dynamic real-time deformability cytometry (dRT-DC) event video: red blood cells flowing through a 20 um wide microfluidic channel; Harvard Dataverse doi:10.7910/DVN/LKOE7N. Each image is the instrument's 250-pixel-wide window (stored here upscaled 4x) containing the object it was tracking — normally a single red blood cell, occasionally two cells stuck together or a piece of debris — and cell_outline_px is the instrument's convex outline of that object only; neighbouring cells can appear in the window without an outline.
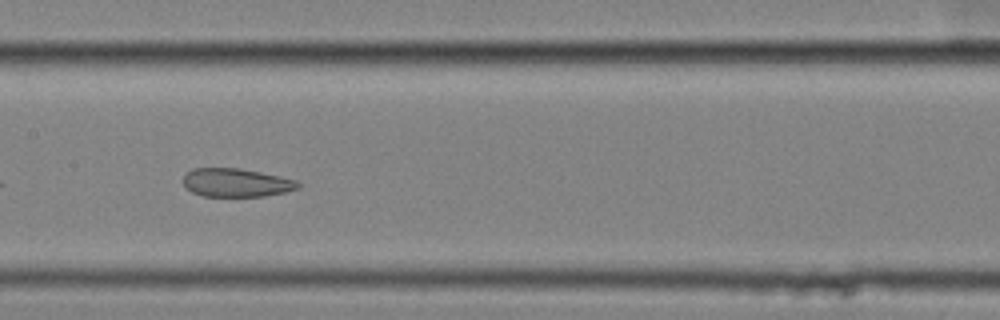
{"species": "common noctule bat (a hibernating species)", "species_latin": "Nyctalus noctula", "temperature_condition": "cold", "stored_images_in_passage": 26, "camera_frame_rate_fps": 3000, "um_per_image_px": 0.085, "animal": {"sex": "female", "body_mass_g": 25.1}, "frame": {"image": 1, "passage_image": 12, "time_ms": 3.667, "image_size_px": [1000, 320], "cell_outline_px": [[300, 188], [284, 192], [264, 196], [204, 196], [192, 192], [184, 188], [184, 176], [192, 168], [240, 168], [280, 176], [296, 180], [300, 184]], "centroid_in_image_um": [20.07, 15.52], "position_along_channel_um": 187.3, "area_um2": 19.02}}
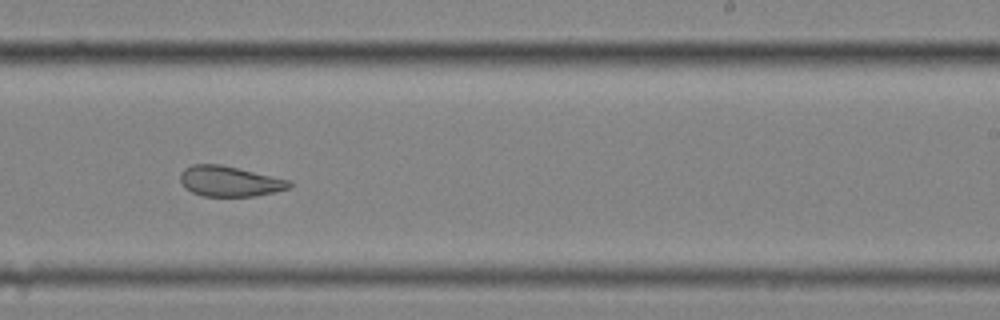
{"frame": {"image": 2, "passage_image": 19, "time_ms": 6.0, "image_size_px": [1000, 320], "cell_outline_px": [[292, 184], [288, 188], [276, 192], [256, 196], [204, 196], [192, 192], [184, 188], [180, 180], [180, 172], [184, 168], [192, 164], [220, 164], [292, 180]], "centroid_in_image_um": [19.51, 15.4], "position_along_channel_um": 269.5, "area_um2": 19.48}}
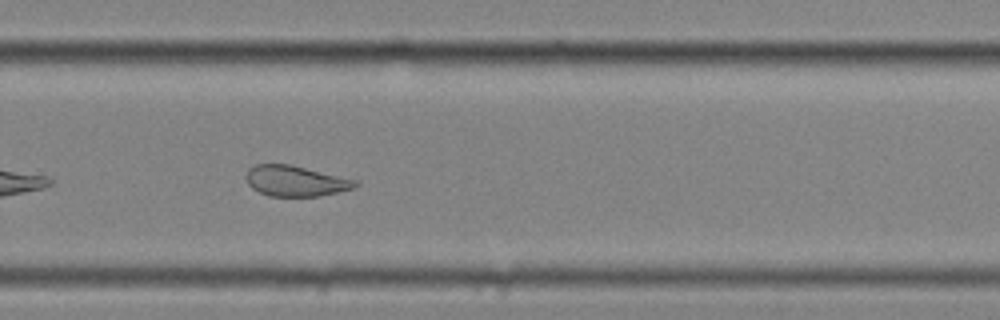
{"frame": {"image": 3, "passage_image": 22, "time_ms": 7.0, "image_size_px": [1000, 320], "cell_outline_px": [[356, 184], [352, 188], [336, 192], [316, 196], [272, 196], [260, 192], [252, 188], [248, 184], [248, 168], [256, 164], [288, 164], [356, 180]], "centroid_in_image_um": [25.07, 15.38], "position_along_channel_um": 304.7, "area_um2": 18.84}}